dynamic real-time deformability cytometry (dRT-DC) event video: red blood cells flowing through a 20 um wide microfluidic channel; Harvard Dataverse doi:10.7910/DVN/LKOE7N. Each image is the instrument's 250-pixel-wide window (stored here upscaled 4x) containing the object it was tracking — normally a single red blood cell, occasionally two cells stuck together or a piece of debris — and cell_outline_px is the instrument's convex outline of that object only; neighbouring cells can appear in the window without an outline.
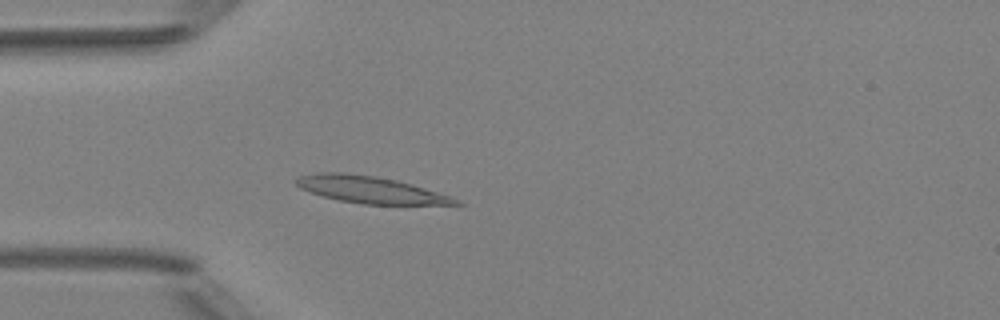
{"species": "Egyptian fruit bat (a non-hibernating species)", "species_latin": "Rousettus aegyptiacus", "temperature_condition": "room temperature", "stored_images_in_passage": 4, "camera_frame_rate_fps": 3000, "um_per_image_px": 0.085, "animal": {"sex": "female"}, "frame": {"image": 1, "passage_image": 4, "time_ms": 3.333, "image_size_px": [1000, 320], "cell_outline_px": [[464, 204], [360, 204], [340, 200], [324, 196], [300, 188], [292, 180], [300, 176], [320, 172], [344, 172], [376, 176], [396, 180], [412, 184], [448, 196]], "centroid_in_image_um": [31.39, 16.11], "position_along_channel_um": 53.6, "area_um2": 24.51}}